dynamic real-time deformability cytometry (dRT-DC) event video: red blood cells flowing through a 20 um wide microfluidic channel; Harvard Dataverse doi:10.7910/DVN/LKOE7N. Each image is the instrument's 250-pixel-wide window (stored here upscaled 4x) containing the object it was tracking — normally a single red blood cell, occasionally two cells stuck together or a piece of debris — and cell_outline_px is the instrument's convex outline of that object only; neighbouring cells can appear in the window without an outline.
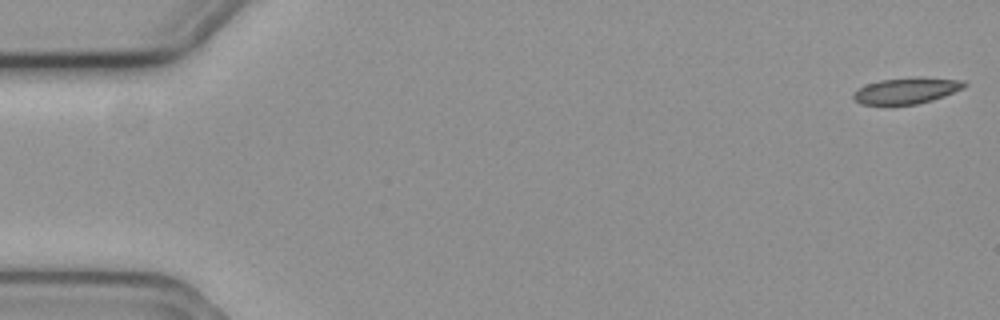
{"species": "common noctule bat (a hibernating species)", "species_latin": "Nyctalus noctula", "temperature_condition": "cold", "stored_images_in_passage": 5, "camera_frame_rate_fps": 3000, "um_per_image_px": 0.085, "animal": {"sex": "female", "body_mass_g": 19.3, "forearm_length_mm": 54.1}, "frame": {"image": 1, "passage_image": 1, "time_ms": 0.0, "image_size_px": [1000, 320], "cell_outline_px": [[968, 84], [964, 88], [944, 96], [932, 100], [916, 104], [860, 104], [852, 96], [852, 92], [856, 88], [880, 80], [916, 76], [920, 76], [964, 80]], "centroid_in_image_um": [77.08, 7.68], "position_along_channel_um": 7.9, "area_um2": 17.11}}
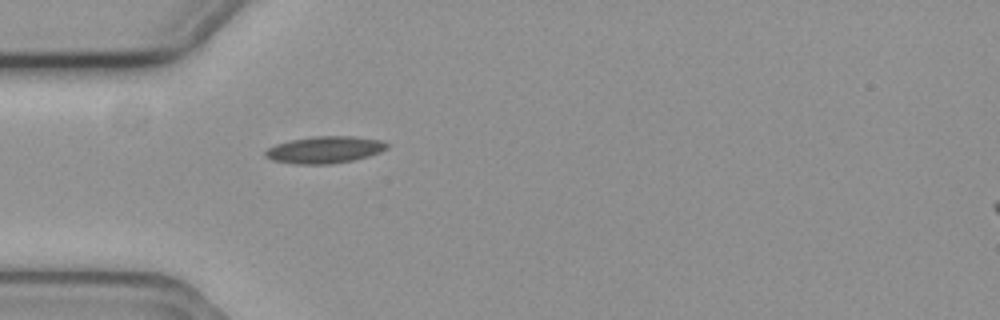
{"frame": {"image": 2, "passage_image": 5, "time_ms": 1.333, "image_size_px": [1000, 320], "cell_outline_px": [[388, 148], [380, 152], [368, 156], [352, 160], [332, 164], [296, 164], [272, 160], [264, 156], [264, 152], [268, 148], [276, 144], [288, 140], [312, 136], [352, 136], [380, 140], [388, 144]], "centroid_in_image_um": [27.57, 12.72], "position_along_channel_um": 57.4, "area_um2": 19.13}}